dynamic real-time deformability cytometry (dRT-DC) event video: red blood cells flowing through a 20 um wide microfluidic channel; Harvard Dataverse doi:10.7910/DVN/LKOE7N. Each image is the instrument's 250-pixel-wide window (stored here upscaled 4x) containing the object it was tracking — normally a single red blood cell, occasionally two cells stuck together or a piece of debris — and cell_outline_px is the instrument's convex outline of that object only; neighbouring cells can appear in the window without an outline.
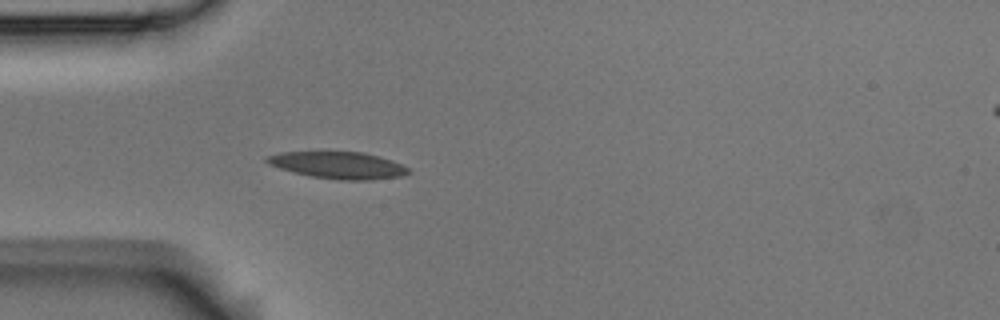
{"species": "Egyptian fruit bat (a non-hibernating species)", "species_latin": "Rousettus aegyptiacus", "temperature_condition": "room temperature", "stored_images_in_passage": 2, "camera_frame_rate_fps": 3000, "um_per_image_px": 0.085, "animal": {"sex": "male"}, "frame": {"image": 1, "passage_image": 2, "time_ms": 0.333, "image_size_px": [1000, 320], "cell_outline_px": [[412, 172], [400, 176], [372, 180], [336, 180], [312, 176], [292, 172], [268, 164], [264, 160], [264, 156], [280, 152], [364, 152], [380, 156], [392, 160], [408, 168]], "centroid_in_image_um": [28.73, 14.04], "position_along_channel_um": 56.3, "area_um2": 22.31}}